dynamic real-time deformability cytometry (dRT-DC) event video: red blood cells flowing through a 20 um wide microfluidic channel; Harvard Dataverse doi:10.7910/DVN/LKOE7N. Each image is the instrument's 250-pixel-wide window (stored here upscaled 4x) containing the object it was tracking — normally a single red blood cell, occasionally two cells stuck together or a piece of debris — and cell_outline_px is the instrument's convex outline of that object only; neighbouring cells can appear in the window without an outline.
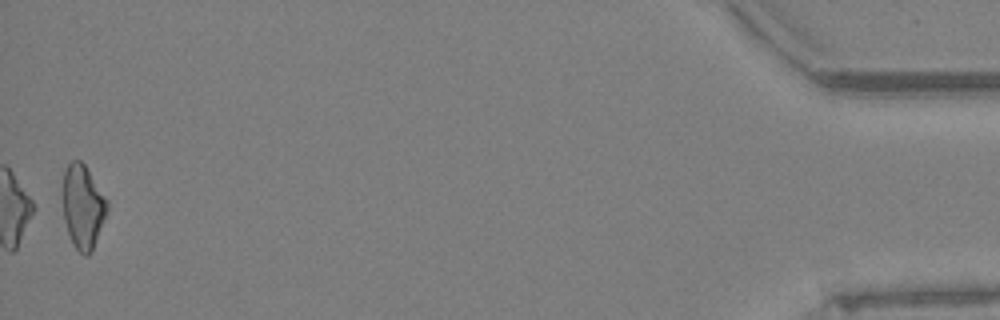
{"species": "Egyptian fruit bat (a non-hibernating species)", "species_latin": "Rousettus aegyptiacus", "temperature_condition": "warm", "stored_images_in_passage": 15, "camera_frame_rate_fps": 3000, "um_per_image_px": 0.085, "animal": {"sex": "female"}, "frame": {"image": 1, "passage_image": 15, "time_ms": 4.667, "image_size_px": [1000, 320], "cell_outline_px": [[108, 212], [92, 252], [88, 256], [84, 256], [72, 244], [64, 220], [60, 196], [60, 188], [64, 172], [68, 164], [72, 160], [80, 160], [84, 164], [108, 200]], "centroid_in_image_um": [7.01, 17.57], "position_along_channel_um": 428.2, "area_um2": 22.43}}